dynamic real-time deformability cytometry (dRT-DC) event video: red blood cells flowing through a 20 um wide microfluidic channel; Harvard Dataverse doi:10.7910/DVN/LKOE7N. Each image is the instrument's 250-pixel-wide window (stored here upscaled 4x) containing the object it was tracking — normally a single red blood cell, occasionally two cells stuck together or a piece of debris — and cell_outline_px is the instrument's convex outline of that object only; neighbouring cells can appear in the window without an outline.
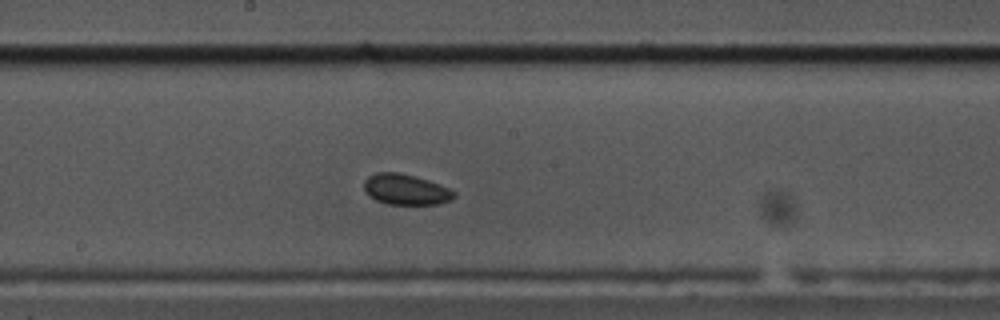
{"species": "common noctule bat (a hibernating species)", "species_latin": "Nyctalus noctula", "temperature_condition": "cold", "stored_images_in_passage": 47, "camera_frame_rate_fps": 3000, "um_per_image_px": 0.085, "animal": {"sex": "male", "body_mass_g": 17.5, "forearm_length_mm": 52.3}, "frame": {"image": 1, "passage_image": 19, "time_ms": 6.0, "image_size_px": [1000, 320], "cell_outline_px": [[456, 196], [448, 200], [436, 204], [384, 204], [368, 196], [364, 188], [364, 180], [368, 176], [376, 172], [400, 172], [428, 180], [448, 188], [456, 192]], "centroid_in_image_um": [34.44, 16.1], "position_along_channel_um": 213.8, "area_um2": 16.07}}
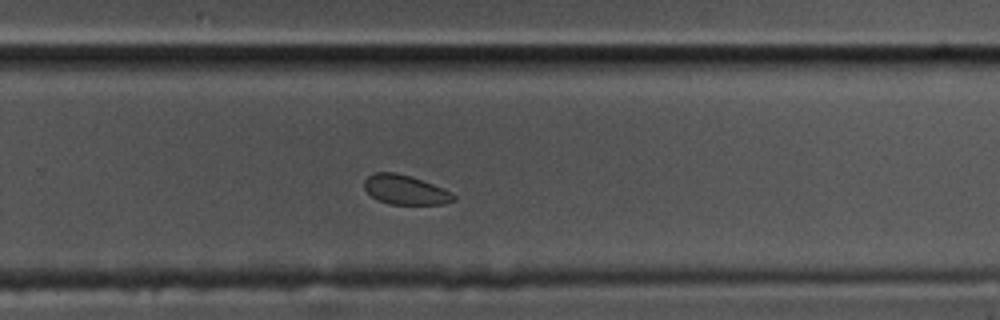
{"frame": {"image": 2, "passage_image": 26, "time_ms": 8.333, "image_size_px": [1000, 320], "cell_outline_px": [[456, 200], [444, 204], [388, 204], [376, 200], [364, 188], [364, 180], [372, 172], [396, 172], [432, 184], [452, 192], [456, 196]], "centroid_in_image_um": [34.43, 16.14], "position_along_channel_um": 295.4, "area_um2": 15.32}}
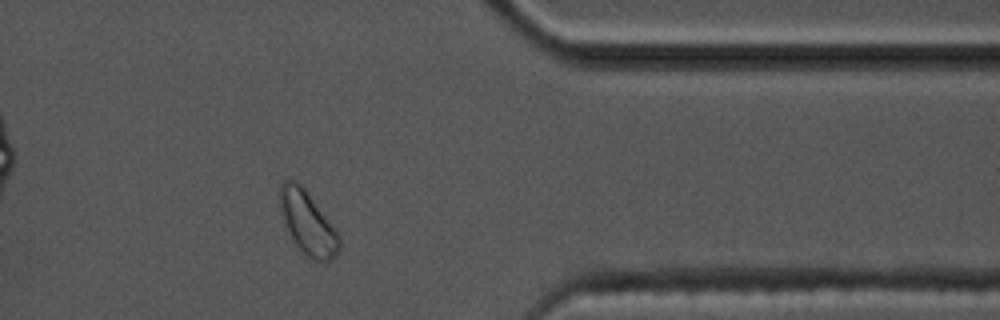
{"frame": {"image": 3, "passage_image": 35, "time_ms": 11.333, "image_size_px": [1000, 320], "cell_outline_px": [[340, 252], [328, 264], [320, 264], [312, 260], [296, 244], [284, 220], [280, 204], [280, 184], [284, 180], [296, 180], [308, 192], [336, 228], [340, 236]], "centroid_in_image_um": [26.23, 18.99], "position_along_channel_um": 385.2, "area_um2": 21.96}, "authors_computed_cell_mechanics": {"area_um2": 16.2418, "velocity_mm_per_s": 3.4936, "shape_relaxation_time_tau1_ms": null, "shape_relaxation_time_tau2_ms": 4.1291, "deformation_change_tau1": null, "deformation_change_tau2": 0.0592}}